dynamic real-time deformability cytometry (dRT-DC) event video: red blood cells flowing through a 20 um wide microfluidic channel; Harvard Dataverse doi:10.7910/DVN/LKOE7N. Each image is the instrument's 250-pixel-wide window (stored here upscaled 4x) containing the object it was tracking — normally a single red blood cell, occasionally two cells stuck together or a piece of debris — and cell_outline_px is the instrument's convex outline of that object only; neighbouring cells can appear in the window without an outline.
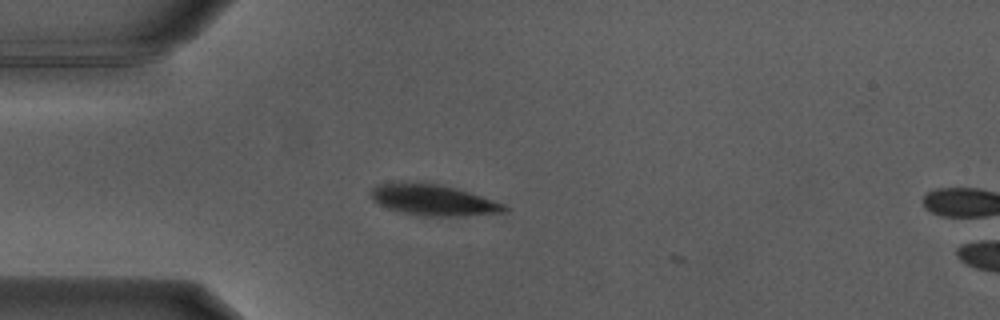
{"species": "Egyptian fruit bat (a non-hibernating species)", "species_latin": "Rousettus aegyptiacus", "temperature_condition": "warm", "stored_images_in_passage": 3, "camera_frame_rate_fps": 3000, "um_per_image_px": 0.085, "animal": {"sex": "male"}, "frame": {"image": 1, "passage_image": 2, "time_ms": 0.333, "image_size_px": [1000, 320], "cell_outline_px": [[508, 212], [464, 216], [424, 216], [400, 212], [388, 208], [372, 200], [372, 188], [380, 184], [396, 180], [408, 180], [436, 184], [456, 188], [504, 204], [508, 208]], "centroid_in_image_um": [36.79, 16.98], "position_along_channel_um": 48.2, "area_um2": 24.33}}